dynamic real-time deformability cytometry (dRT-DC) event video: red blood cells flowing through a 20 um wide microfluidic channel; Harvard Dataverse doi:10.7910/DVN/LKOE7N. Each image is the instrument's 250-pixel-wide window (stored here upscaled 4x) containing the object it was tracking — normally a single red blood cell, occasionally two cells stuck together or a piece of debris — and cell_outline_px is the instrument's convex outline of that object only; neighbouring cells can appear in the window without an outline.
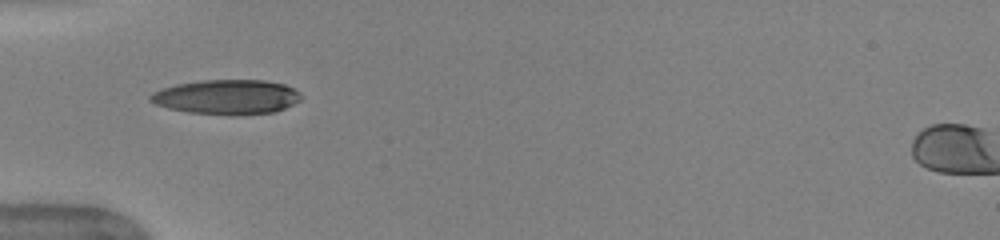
{"species": "human", "species_latin": "Homo sapiens", "temperature_condition": "warm", "stored_images_in_passage": 35, "camera_frame_rate_fps": 3000, "um_per_image_px": 0.085, "donor": {"sex": "female"}, "frame": {"image": 1, "passage_image": 1, "time_ms": 0.0, "image_size_px": [1000, 240], "cell_outline_px": [[304, 96], [300, 100], [276, 112], [236, 116], [228, 116], [188, 112], [168, 108], [156, 104], [148, 100], [148, 96], [152, 92], [160, 88], [176, 84], [204, 80], [264, 80], [284, 84], [300, 92]], "centroid_in_image_um": [19.27, 8.25], "position_along_channel_um": 65.7, "area_um2": 30.92}}
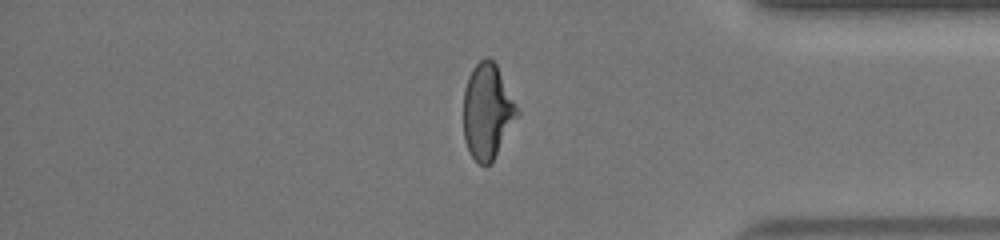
{"frame": {"image": 2, "passage_image": 27, "time_ms": 8.667, "image_size_px": [1000, 240], "cell_outline_px": [[520, 112], [492, 160], [484, 168], [472, 156], [464, 140], [464, 88], [472, 68], [484, 56], [488, 56], [496, 64]], "centroid_in_image_um": [41.41, 9.43], "position_along_channel_um": 393.8, "area_um2": 29.36}, "authors_computed_cell_mechanics": {"area_um2": 30.056, "velocity_mm_per_s": 3.9925, "shape_relaxation_time_tau1_ms": 4.2236, "shape_relaxation_time_tau2_ms": 0.9541, "deformation_change_tau1": 0.2007, "deformation_change_tau2": 0.0569}}